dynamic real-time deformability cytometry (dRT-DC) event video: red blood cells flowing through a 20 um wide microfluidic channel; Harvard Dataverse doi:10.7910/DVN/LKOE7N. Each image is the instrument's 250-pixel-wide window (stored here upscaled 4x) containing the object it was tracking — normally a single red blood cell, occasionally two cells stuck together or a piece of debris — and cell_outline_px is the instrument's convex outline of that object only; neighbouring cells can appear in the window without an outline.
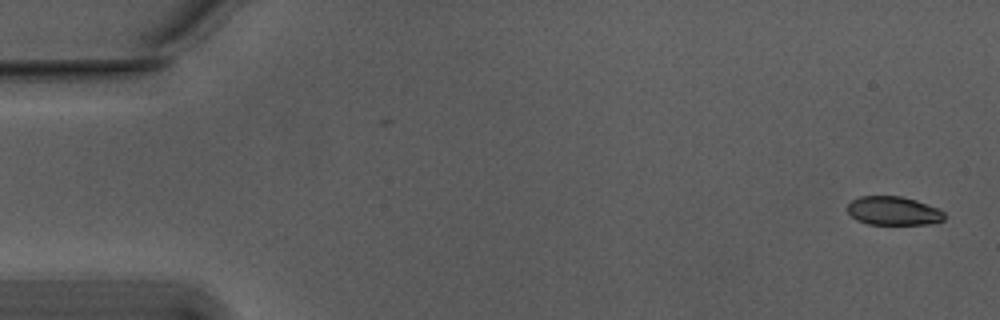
{"species": "Egyptian fruit bat (a non-hibernating species)", "species_latin": "Rousettus aegyptiacus", "temperature_condition": "warm", "stored_images_in_passage": 54, "camera_frame_rate_fps": 3000, "um_per_image_px": 0.085, "animal": {"sex": "male"}, "frame": {"image": 1, "passage_image": 1, "time_ms": 0.0, "image_size_px": [1000, 320], "cell_outline_px": [[944, 220], [932, 224], [868, 224], [856, 220], [848, 212], [848, 204], [852, 200], [860, 196], [900, 196], [916, 200], [940, 208], [944, 212]], "centroid_in_image_um": [75.97, 17.92], "position_along_channel_um": 9.0, "area_um2": 16.3}}
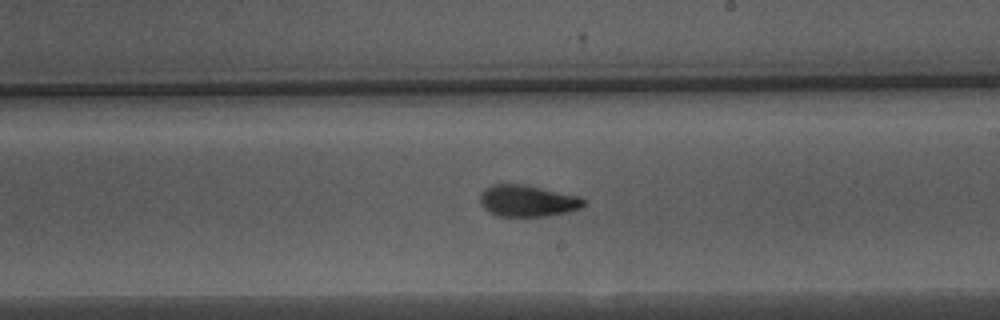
{"frame": {"image": 2, "passage_image": 31, "time_ms": 10.0, "image_size_px": [1000, 320], "cell_outline_px": [[584, 204], [580, 208], [568, 212], [548, 216], [500, 216], [488, 212], [480, 204], [480, 196], [492, 184], [524, 184], [580, 196], [584, 200]], "centroid_in_image_um": [44.85, 17.08], "position_along_channel_um": 244.1, "area_um2": 18.96}}
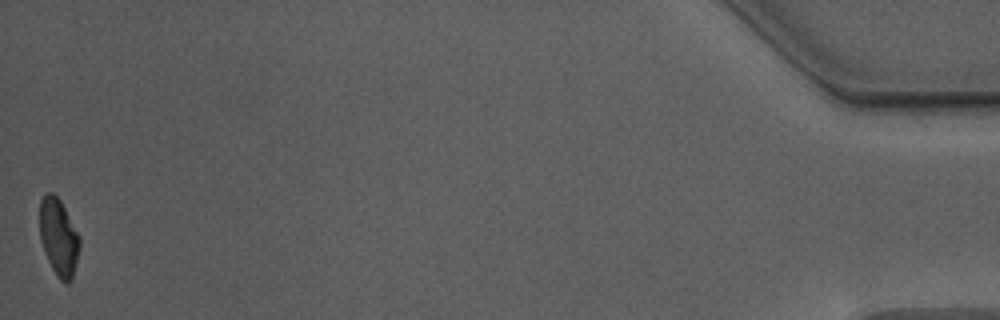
{"frame": {"image": 3, "passage_image": 54, "time_ms": 17.667, "image_size_px": [1000, 320], "cell_outline_px": [[80, 248], [72, 280], [68, 284], [64, 284], [56, 276], [48, 260], [40, 240], [40, 200], [44, 192], [52, 192], [60, 200], [80, 236]], "centroid_in_image_um": [4.99, 20.18], "position_along_channel_um": 430.2, "area_um2": 18.15}, "authors_computed_cell_mechanics": {"area_um2": 18.5249, "velocity_mm_per_s": 3.7661, "shape_relaxation_time_tau1_ms": 3.577, "shape_relaxation_time_tau2_ms": 2.0815, "deformation_change_tau1": 0.1518, "deformation_change_tau2": 0.0809}}